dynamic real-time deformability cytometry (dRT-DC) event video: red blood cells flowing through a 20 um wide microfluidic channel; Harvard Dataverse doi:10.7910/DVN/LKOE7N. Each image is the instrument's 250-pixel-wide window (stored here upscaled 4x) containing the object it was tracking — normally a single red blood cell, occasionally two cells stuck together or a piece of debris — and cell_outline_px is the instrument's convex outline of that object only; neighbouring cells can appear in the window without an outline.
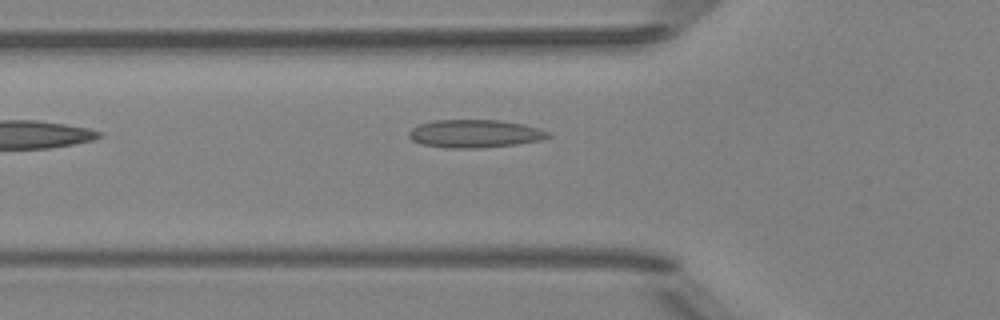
{"species": "Egyptian fruit bat (a non-hibernating species)", "species_latin": "Rousettus aegyptiacus", "temperature_condition": "room temperature", "stored_images_in_passage": 2, "camera_frame_rate_fps": 3000, "um_per_image_px": 0.085, "animal": {"sex": "female"}, "frame": {"image": 1, "passage_image": 2, "time_ms": 1.333, "image_size_px": [1000, 320], "cell_outline_px": [[552, 136], [544, 140], [516, 144], [480, 148], [448, 148], [424, 144], [412, 140], [408, 136], [408, 132], [412, 128], [420, 124], [432, 120], [500, 120], [524, 124], [548, 132]], "centroid_in_image_um": [40.37, 11.36], "position_along_channel_um": 85.4, "area_um2": 22.72}}